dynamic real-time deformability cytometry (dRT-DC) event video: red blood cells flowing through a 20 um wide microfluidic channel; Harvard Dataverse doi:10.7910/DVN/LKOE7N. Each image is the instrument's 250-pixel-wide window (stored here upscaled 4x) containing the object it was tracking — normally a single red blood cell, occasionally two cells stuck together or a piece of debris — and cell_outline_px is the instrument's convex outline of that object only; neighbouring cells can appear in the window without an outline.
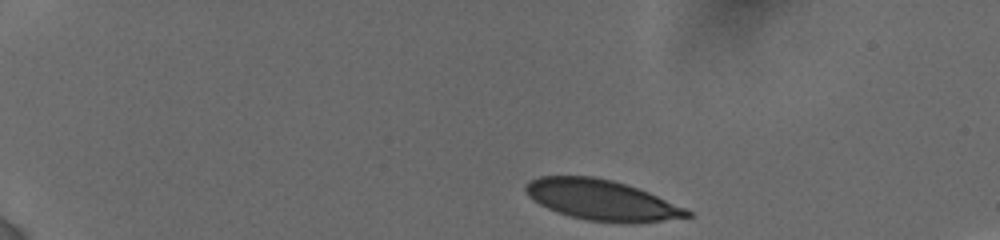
{"species": "human", "species_latin": "Homo sapiens", "temperature_condition": "cold", "stored_images_in_passage": 67, "camera_frame_rate_fps": 3000, "um_per_image_px": 0.085, "donor": {"sex": "female"}, "frame": {"image": 1, "passage_image": 1, "time_ms": 0.0, "image_size_px": [1000, 240], "cell_outline_px": [[692, 216], [636, 224], [624, 224], [588, 220], [556, 212], [532, 200], [528, 196], [524, 188], [532, 180], [540, 176], [592, 176], [612, 180], [648, 192], [684, 208], [692, 212]], "centroid_in_image_um": [51.13, 17.02], "position_along_channel_um": 33.9, "area_um2": 37.8}}
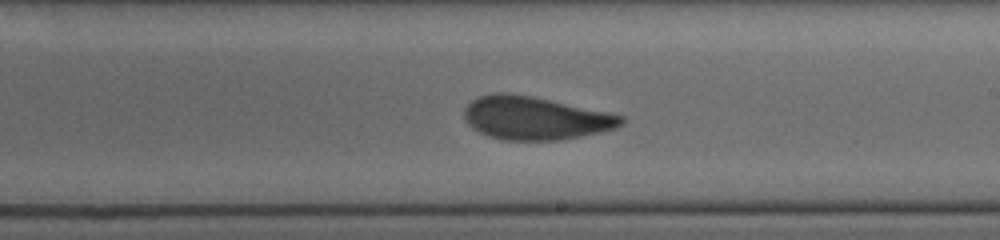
{"frame": {"image": 2, "passage_image": 26, "time_ms": 8.0, "image_size_px": [1000, 240], "cell_outline_px": [[624, 124], [616, 128], [600, 132], [564, 140], [500, 140], [488, 136], [472, 128], [464, 120], [464, 108], [476, 96], [496, 92], [508, 92], [532, 96], [608, 112], [624, 116]], "centroid_in_image_um": [45.47, 10.03], "position_along_channel_um": 243.5, "area_um2": 39.82}}
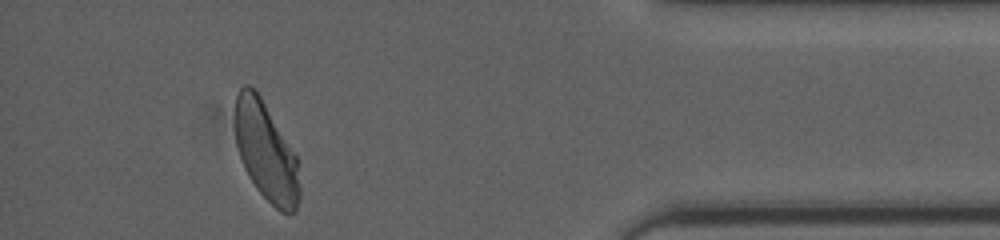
{"frame": {"image": 3, "passage_image": 61, "time_ms": 13.333, "image_size_px": [1000, 240], "cell_outline_px": [[300, 196], [296, 212], [280, 212], [256, 188], [244, 168], [236, 144], [236, 96], [240, 88], [244, 84], [248, 84], [260, 96], [296, 156], [300, 188]], "centroid_in_image_um": [22.62, 12.92], "position_along_channel_um": 412.6, "area_um2": 36.41}, "authors_computed_cell_mechanics": {"area_um2": 39.1306, "velocity_mm_per_s": 3.8061, "shape_relaxation_time_tau1_ms": 4.1864, "shape_relaxation_time_tau2_ms": 1.3561, "deformation_change_tau1": 0.1507, "deformation_change_tau2": 0.0731}}